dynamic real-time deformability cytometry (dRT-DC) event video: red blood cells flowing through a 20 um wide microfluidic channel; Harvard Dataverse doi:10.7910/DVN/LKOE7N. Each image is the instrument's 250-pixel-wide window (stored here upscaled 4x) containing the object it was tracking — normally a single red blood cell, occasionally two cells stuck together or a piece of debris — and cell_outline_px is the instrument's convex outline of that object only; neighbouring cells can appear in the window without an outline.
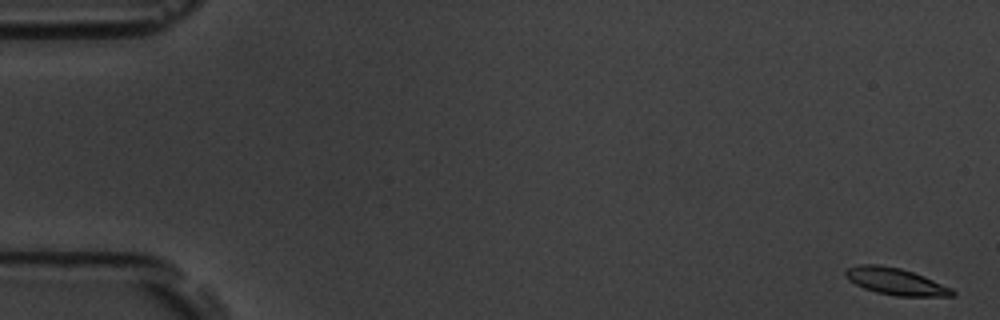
{"species": "common noctule bat (a hibernating species)", "species_latin": "Nyctalus noctula", "temperature_condition": "room temperature", "stored_images_in_passage": 55, "camera_frame_rate_fps": 3000, "um_per_image_px": 0.085, "animal": {"sex": "male", "body_mass_g": 19.5, "forearm_length_mm": 54.6}, "frame": {"image": 1, "passage_image": 1, "time_ms": 0.0, "image_size_px": [1000, 320], "cell_outline_px": [[956, 296], [896, 296], [876, 292], [864, 288], [848, 280], [844, 276], [844, 272], [848, 268], [860, 264], [876, 264], [900, 268], [924, 276], [952, 288], [956, 292]], "centroid_in_image_um": [76.13, 23.92], "position_along_channel_um": 8.9, "area_um2": 16.7}}
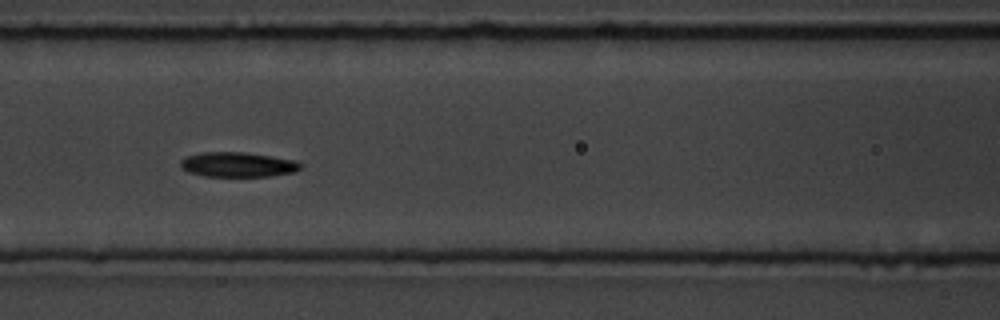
{"frame": {"image": 2, "passage_image": 24, "time_ms": 7.667, "image_size_px": [1000, 320], "cell_outline_px": [[304, 164], [296, 172], [272, 176], [204, 176], [188, 172], [180, 168], [180, 160], [184, 156], [204, 152], [244, 152], [296, 160]], "centroid_in_image_um": [20.21, 13.99], "position_along_channel_um": 146.4, "area_um2": 17.57}}
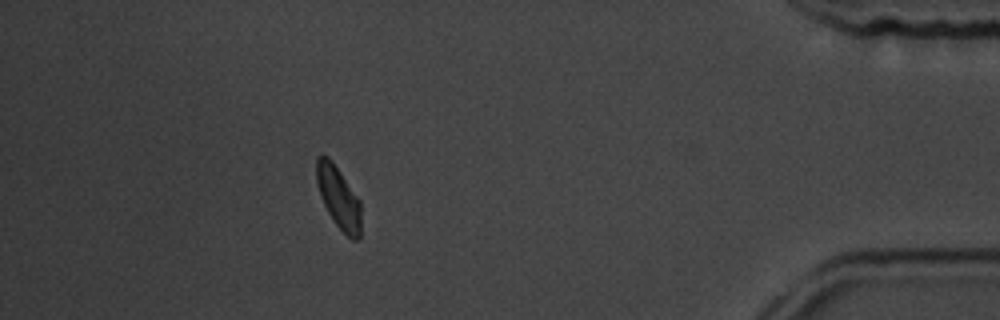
{"frame": {"image": 3, "passage_image": 49, "time_ms": 16.0, "image_size_px": [1000, 320], "cell_outline_px": [[360, 236], [356, 240], [352, 240], [336, 224], [328, 212], [320, 196], [316, 180], [316, 156], [328, 156], [332, 160], [360, 200]], "centroid_in_image_um": [28.76, 16.76], "position_along_channel_um": 406.4, "area_um2": 15.95}, "authors_computed_cell_mechanics": {"area_um2": 16.8198, "velocity_mm_per_s": 3.7265, "shape_relaxation_time_tau1_ms": 2.884, "shape_relaxation_time_tau2_ms": null, "deformation_change_tau1": 0.1573, "deformation_change_tau2": null}}